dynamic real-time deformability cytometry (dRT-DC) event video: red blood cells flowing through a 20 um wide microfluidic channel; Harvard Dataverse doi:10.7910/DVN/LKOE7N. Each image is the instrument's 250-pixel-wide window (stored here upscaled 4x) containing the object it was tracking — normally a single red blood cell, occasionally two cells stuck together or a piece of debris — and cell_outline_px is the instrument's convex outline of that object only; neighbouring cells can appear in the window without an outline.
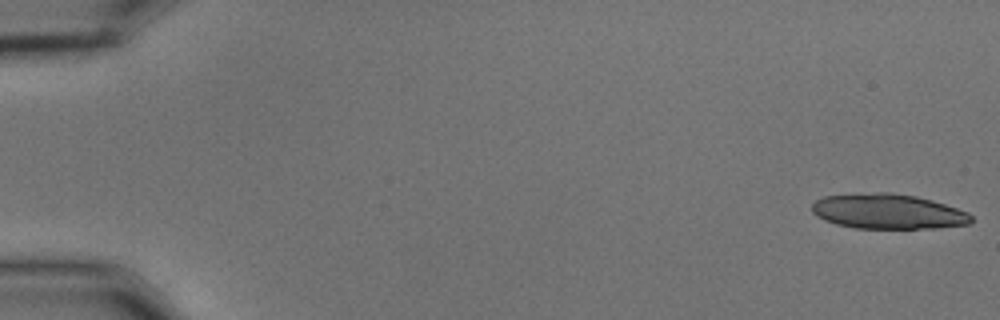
{"species": "common noctule bat (a hibernating species)", "species_latin": "Nyctalus noctula", "temperature_condition": "cold", "stored_images_in_passage": 21, "camera_frame_rate_fps": 3000, "um_per_image_px": 0.085, "animal": {"sex": "male", "body_mass_g": 15.6}, "frame": {"image": 1, "passage_image": 1, "time_ms": 0.0, "image_size_px": [1000, 320], "cell_outline_px": [[972, 220], [968, 224], [936, 228], [856, 228], [836, 224], [824, 220], [816, 216], [812, 212], [812, 204], [816, 200], [824, 196], [876, 192], [888, 192], [916, 196], [932, 200], [968, 212], [972, 216]], "centroid_in_image_um": [75.46, 17.97], "position_along_channel_um": 9.5, "area_um2": 32.43}}